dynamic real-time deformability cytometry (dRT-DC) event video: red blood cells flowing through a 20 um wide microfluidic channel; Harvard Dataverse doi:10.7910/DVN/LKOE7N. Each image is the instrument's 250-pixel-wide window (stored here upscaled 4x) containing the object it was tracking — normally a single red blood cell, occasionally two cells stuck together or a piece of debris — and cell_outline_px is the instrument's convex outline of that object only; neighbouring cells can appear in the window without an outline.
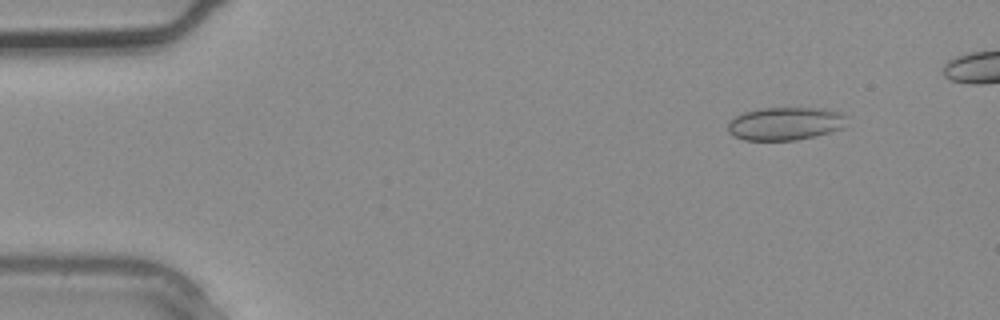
{"species": "common noctule bat (a hibernating species)", "species_latin": "Nyctalus noctula", "temperature_condition": "warm", "stored_images_in_passage": 3, "camera_frame_rate_fps": 3000, "um_per_image_px": 0.085, "animal": {"sex": "male", "body_mass_g": 20.4}, "frame": {"image": 1, "passage_image": 1, "time_ms": 0.0, "image_size_px": [1000, 320], "cell_outline_px": [[848, 116], [840, 128], [816, 136], [796, 140], [744, 140], [732, 136], [728, 132], [728, 124], [736, 116], [744, 112], [764, 108], [820, 108], [840, 112]], "centroid_in_image_um": [66.72, 10.51], "position_along_channel_um": 18.3, "area_um2": 22.72}}